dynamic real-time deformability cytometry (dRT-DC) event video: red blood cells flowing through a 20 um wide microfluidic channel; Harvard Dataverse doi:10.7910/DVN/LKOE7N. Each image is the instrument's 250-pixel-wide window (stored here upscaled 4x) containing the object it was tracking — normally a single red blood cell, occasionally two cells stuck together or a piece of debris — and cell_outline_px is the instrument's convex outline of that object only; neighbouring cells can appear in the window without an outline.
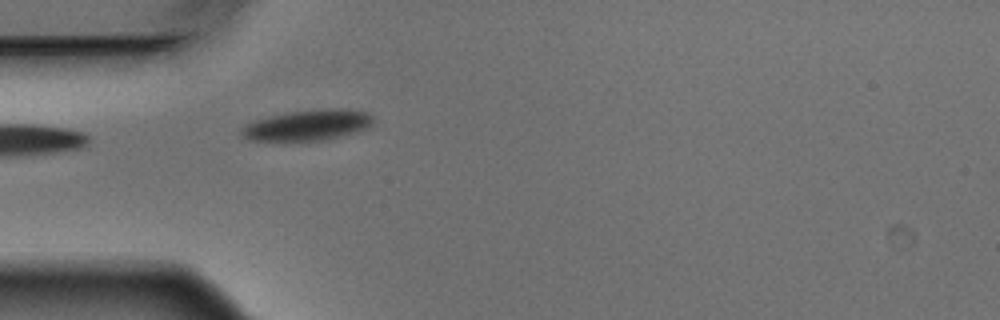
{"species": "Egyptian fruit bat (a non-hibernating species)", "species_latin": "Rousettus aegyptiacus", "temperature_condition": "warm", "stored_images_in_passage": 5, "camera_frame_rate_fps": 3000, "um_per_image_px": 0.085, "animal": {"sex": "male"}, "frame": {"image": 1, "passage_image": 5, "time_ms": 1.333, "image_size_px": [1000, 320], "cell_outline_px": [[372, 124], [364, 128], [340, 136], [320, 140], [248, 140], [240, 132], [240, 128], [256, 120], [288, 112], [324, 108], [344, 108], [368, 112], [372, 116]], "centroid_in_image_um": [26.16, 10.61], "position_along_channel_um": 58.8, "area_um2": 23.06}}